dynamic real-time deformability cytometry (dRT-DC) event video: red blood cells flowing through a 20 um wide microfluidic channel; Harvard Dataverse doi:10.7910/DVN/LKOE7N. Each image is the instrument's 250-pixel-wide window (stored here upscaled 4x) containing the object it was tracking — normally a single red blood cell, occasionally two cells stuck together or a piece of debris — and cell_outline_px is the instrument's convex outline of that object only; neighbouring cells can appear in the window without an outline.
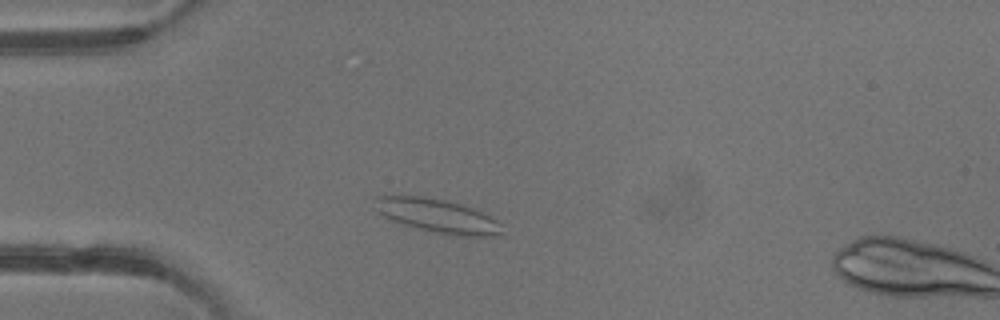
{"species": "common noctule bat (a hibernating species)", "species_latin": "Nyctalus noctula", "temperature_condition": "warm", "stored_images_in_passage": 3, "camera_frame_rate_fps": 3000, "um_per_image_px": 0.085, "animal": {"sex": "male", "body_mass_g": 13.3}, "frame": {"image": 1, "passage_image": 2, "time_ms": 1.333, "image_size_px": [1000, 320], "cell_outline_px": [[500, 236], [464, 236], [436, 232], [404, 224], [392, 220], [376, 212], [372, 208], [372, 196], [424, 196], [444, 200], [460, 204], [472, 208], [496, 220], [500, 224]], "centroid_in_image_um": [37.08, 18.32], "position_along_channel_um": 47.9, "area_um2": 24.74}}